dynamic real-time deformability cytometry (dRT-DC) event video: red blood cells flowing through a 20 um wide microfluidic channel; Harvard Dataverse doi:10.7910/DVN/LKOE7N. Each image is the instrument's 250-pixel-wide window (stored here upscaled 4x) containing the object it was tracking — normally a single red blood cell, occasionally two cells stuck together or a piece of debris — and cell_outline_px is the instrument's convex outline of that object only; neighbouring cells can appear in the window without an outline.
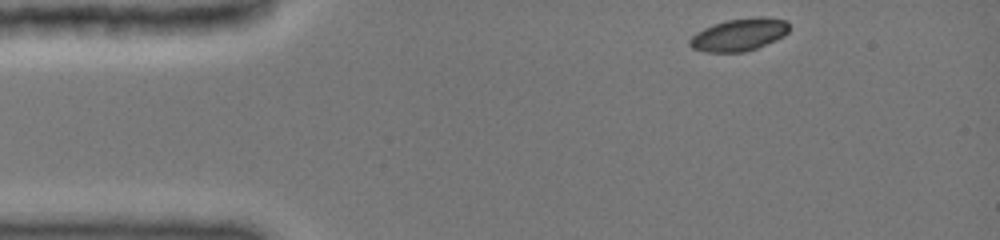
{"species": "common noctule bat (a hibernating species)", "species_latin": "Nyctalus noctula", "temperature_condition": "cold", "stored_images_in_passage": 50, "camera_frame_rate_fps": 3000, "um_per_image_px": 0.085, "animal": {"sex": "female", "body_mass_g": 19.0, "forearm_length_mm": 51.5}, "frame": {"image": 1, "passage_image": 1, "time_ms": 0.0, "image_size_px": [1000, 240], "cell_outline_px": [[788, 32], [784, 36], [756, 48], [744, 52], [708, 52], [692, 48], [688, 44], [688, 40], [696, 32], [704, 28], [728, 20], [760, 16], [764, 16], [784, 20], [788, 24]], "centroid_in_image_um": [62.81, 2.95], "position_along_channel_um": 22.2, "area_um2": 18.61}}
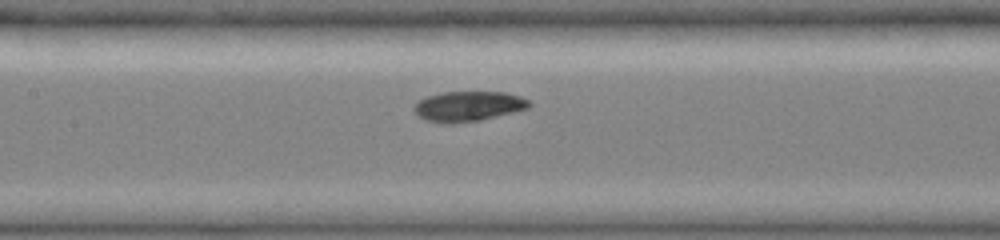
{"frame": {"image": 2, "passage_image": 23, "time_ms": 5.333, "image_size_px": [1000, 240], "cell_outline_px": [[532, 104], [528, 108], [480, 120], [452, 124], [428, 120], [420, 116], [412, 108], [420, 100], [428, 96], [440, 92], [504, 92], [520, 96], [528, 100]], "centroid_in_image_um": [39.82, 9.02], "position_along_channel_um": 167.6, "area_um2": 19.88}}
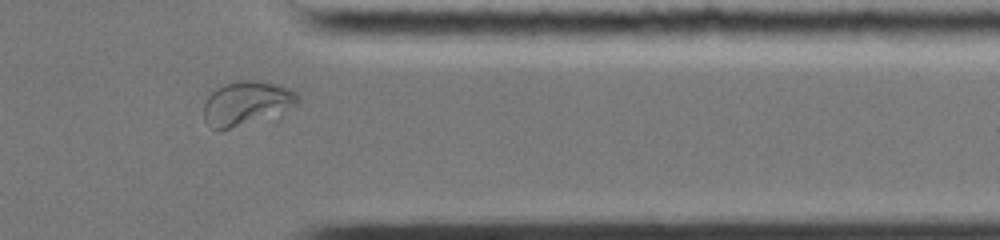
{"frame": {"image": 3, "passage_image": 43, "time_ms": 11.0, "image_size_px": [1000, 240], "cell_outline_px": [[300, 100], [284, 116], [228, 128], [212, 128], [204, 120], [204, 104], [208, 96], [216, 88], [224, 84], [240, 80], [260, 80], [276, 84], [288, 88], [296, 92], [300, 96]], "centroid_in_image_um": [21.05, 8.78], "position_along_channel_um": 390.4, "area_um2": 24.74}, "authors_computed_cell_mechanics": {"area_um2": 19.7098, "velocity_mm_per_s": 3.9455, "shape_relaxation_time_tau1_ms": 2.5655, "shape_relaxation_time_tau2_ms": 2.8316, "deformation_change_tau1": 0.1173, "deformation_change_tau2": 0.0704}}